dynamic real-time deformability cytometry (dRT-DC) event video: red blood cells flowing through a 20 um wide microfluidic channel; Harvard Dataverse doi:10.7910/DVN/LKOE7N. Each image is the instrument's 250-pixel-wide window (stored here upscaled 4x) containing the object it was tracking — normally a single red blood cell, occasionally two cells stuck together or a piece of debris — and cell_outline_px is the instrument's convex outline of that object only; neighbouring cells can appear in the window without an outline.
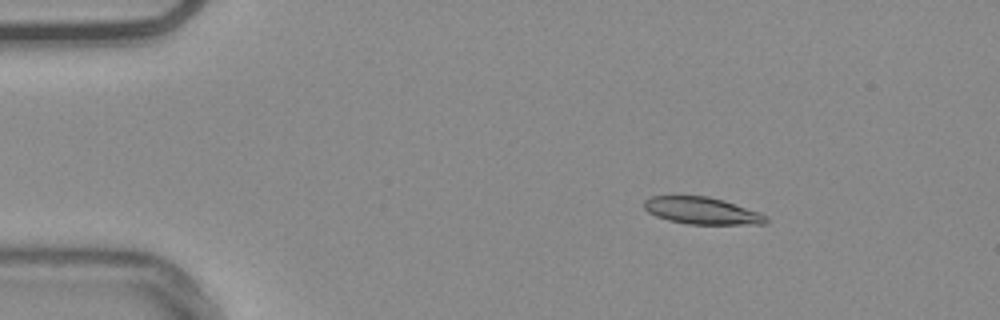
{"species": "common noctule bat (a hibernating species)", "species_latin": "Nyctalus noctula", "temperature_condition": "warm", "stored_images_in_passage": 47, "camera_frame_rate_fps": 3000, "um_per_image_px": 0.085, "animal": {"sex": "male", "body_mass_g": 20.4}, "frame": {"image": 1, "passage_image": 1, "time_ms": 0.0, "image_size_px": [1000, 320], "cell_outline_px": [[768, 224], [688, 224], [668, 220], [656, 216], [648, 212], [644, 208], [644, 200], [652, 196], [708, 196], [724, 200], [760, 212], [768, 216]], "centroid_in_image_um": [59.69, 17.91], "position_along_channel_um": 25.3, "area_um2": 19.31}}
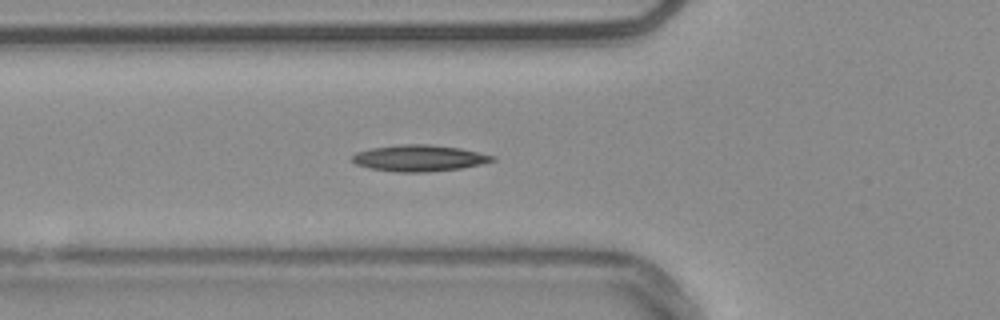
{"frame": {"image": 2, "passage_image": 12, "time_ms": 3.667, "image_size_px": [1000, 320], "cell_outline_px": [[496, 160], [480, 164], [460, 168], [428, 172], [396, 172], [368, 168], [356, 164], [352, 160], [352, 156], [356, 152], [372, 148], [400, 144], [428, 144], [460, 148], [496, 156]], "centroid_in_image_um": [35.62, 13.44], "position_along_channel_um": 90.2, "area_um2": 21.5}}
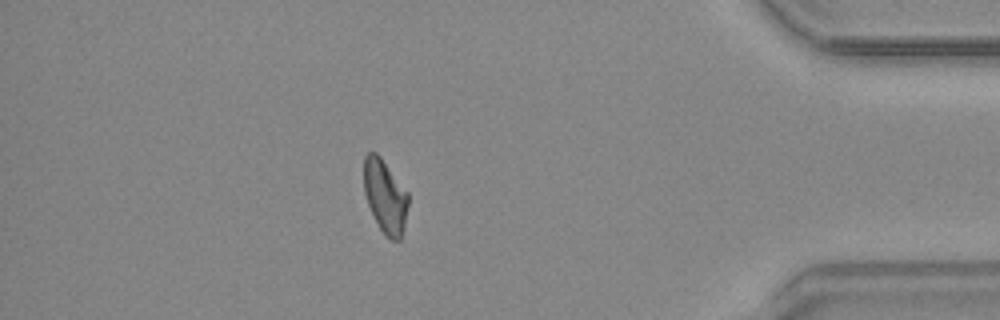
{"frame": {"image": 3, "passage_image": 40, "time_ms": 13.0, "image_size_px": [1000, 320], "cell_outline_px": [[408, 204], [404, 224], [400, 240], [392, 240], [384, 236], [368, 204], [364, 192], [364, 156], [368, 152], [376, 152], [380, 156], [408, 192]], "centroid_in_image_um": [32.73, 16.67], "position_along_channel_um": 402.5, "area_um2": 18.79}}